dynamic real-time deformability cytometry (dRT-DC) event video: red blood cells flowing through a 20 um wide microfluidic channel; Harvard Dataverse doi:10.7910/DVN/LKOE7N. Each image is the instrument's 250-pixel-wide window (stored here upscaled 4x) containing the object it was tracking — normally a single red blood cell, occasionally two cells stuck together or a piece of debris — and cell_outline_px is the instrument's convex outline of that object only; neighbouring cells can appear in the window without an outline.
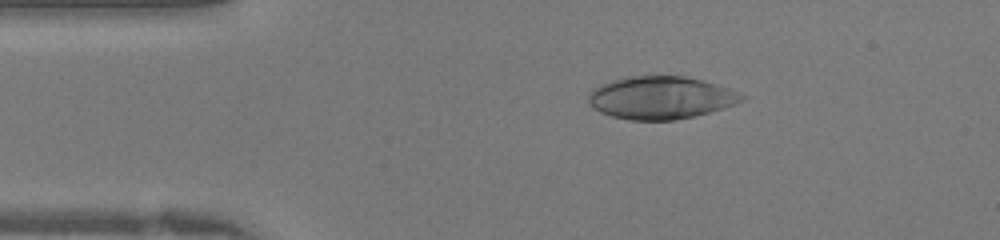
{"species": "human", "species_latin": "Homo sapiens", "temperature_condition": "warm", "stored_images_in_passage": 41, "camera_frame_rate_fps": 3000, "um_per_image_px": 0.085, "donor": {"sex": "female"}, "frame": {"image": 1, "passage_image": 7, "time_ms": 2.0, "image_size_px": [1000, 240], "cell_outline_px": [[748, 96], [744, 100], [696, 116], [672, 120], [632, 120], [612, 116], [600, 112], [588, 100], [588, 96], [600, 84], [612, 80], [628, 76], [684, 76], [704, 80], [728, 88]], "centroid_in_image_um": [56.19, 8.29], "position_along_channel_um": 28.8, "area_um2": 37.74}}
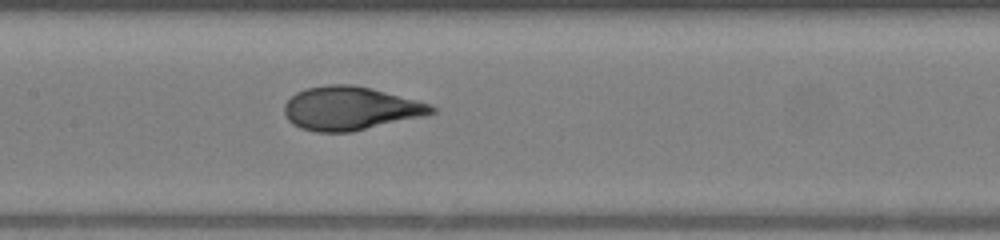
{"frame": {"image": 2, "passage_image": 19, "time_ms": 6.0, "image_size_px": [1000, 240], "cell_outline_px": [[436, 112], [424, 116], [352, 132], [316, 132], [300, 128], [292, 124], [288, 120], [284, 112], [284, 104], [296, 92], [308, 88], [328, 84], [352, 84], [372, 88], [416, 100], [428, 104], [436, 108]], "centroid_in_image_um": [29.76, 9.22], "position_along_channel_um": 177.6, "area_um2": 37.34}}
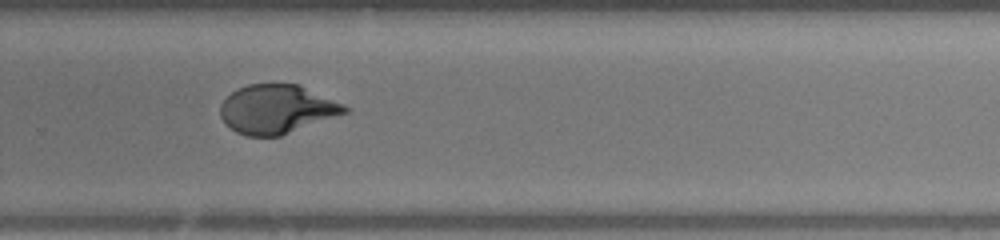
{"frame": {"image": 3, "passage_image": 27, "time_ms": 8.667, "image_size_px": [1000, 240], "cell_outline_px": [[352, 108], [348, 112], [280, 136], [248, 136], [236, 132], [224, 124], [220, 116], [220, 104], [236, 88], [248, 84], [300, 84], [344, 104]], "centroid_in_image_um": [23.53, 9.27], "position_along_channel_um": 306.3, "area_um2": 35.6}}